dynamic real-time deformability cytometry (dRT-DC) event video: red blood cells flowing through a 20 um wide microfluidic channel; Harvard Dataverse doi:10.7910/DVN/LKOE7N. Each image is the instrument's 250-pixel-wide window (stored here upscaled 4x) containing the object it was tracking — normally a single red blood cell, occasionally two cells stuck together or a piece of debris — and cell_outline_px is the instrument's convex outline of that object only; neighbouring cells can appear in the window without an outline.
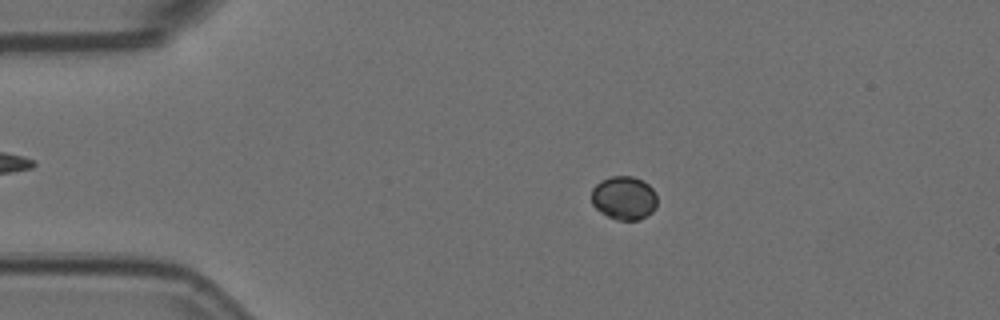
{"species": "Egyptian fruit bat (a non-hibernating species)", "species_latin": "Rousettus aegyptiacus", "temperature_condition": "room temperature", "stored_images_in_passage": 58, "camera_frame_rate_fps": 3000, "um_per_image_px": 0.085, "animal": {"sex": "female"}, "frame": {"image": 1, "passage_image": 12, "time_ms": 3.667, "image_size_px": [1000, 320], "cell_outline_px": [[656, 208], [648, 216], [640, 220], [616, 220], [600, 212], [592, 204], [592, 188], [600, 180], [612, 176], [632, 176], [648, 184], [652, 188], [656, 196]], "centroid_in_image_um": [53.04, 16.84], "position_along_channel_um": 32.0, "area_um2": 16.76}}
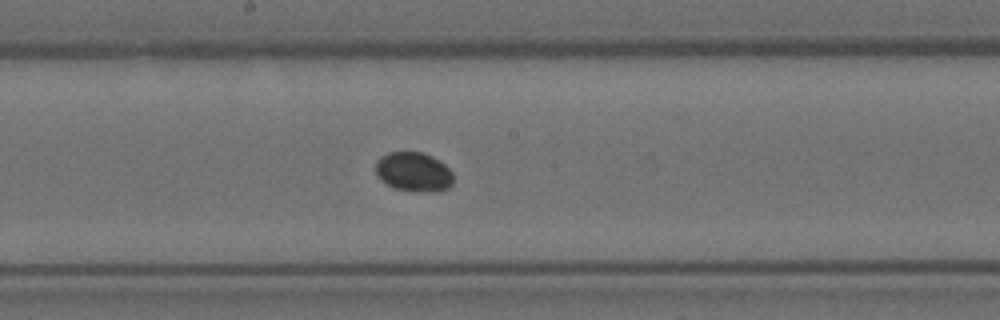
{"frame": {"image": 2, "passage_image": 31, "time_ms": 10.0, "image_size_px": [1000, 320], "cell_outline_px": [[452, 184], [448, 188], [436, 192], [412, 192], [392, 188], [380, 180], [376, 176], [376, 160], [380, 156], [388, 152], [424, 152], [432, 156], [444, 164], [452, 172]], "centroid_in_image_um": [35.13, 14.63], "position_along_channel_um": 213.1, "area_um2": 18.21}}
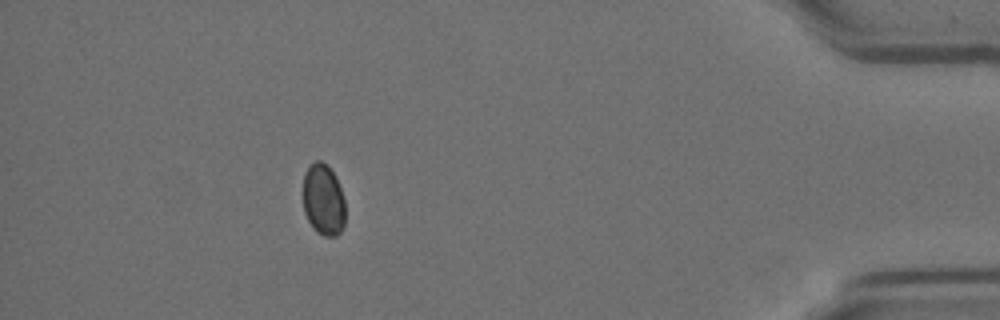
{"frame": {"image": 3, "passage_image": 52, "time_ms": 17.0, "image_size_px": [1000, 320], "cell_outline_px": [[344, 224], [340, 232], [336, 236], [324, 236], [316, 232], [312, 228], [304, 212], [304, 172], [316, 160], [320, 160], [332, 172], [340, 188], [344, 200]], "centroid_in_image_um": [27.47, 17.03], "position_along_channel_um": 407.7, "area_um2": 17.28}, "authors_computed_cell_mechanics": {"area_um2": 17.8602, "velocity_mm_per_s": 3.5583, "shape_relaxation_time_tau1_ms": null, "shape_relaxation_time_tau2_ms": 8.7784, "deformation_change_tau1": null, "deformation_change_tau2": 0.0301}}